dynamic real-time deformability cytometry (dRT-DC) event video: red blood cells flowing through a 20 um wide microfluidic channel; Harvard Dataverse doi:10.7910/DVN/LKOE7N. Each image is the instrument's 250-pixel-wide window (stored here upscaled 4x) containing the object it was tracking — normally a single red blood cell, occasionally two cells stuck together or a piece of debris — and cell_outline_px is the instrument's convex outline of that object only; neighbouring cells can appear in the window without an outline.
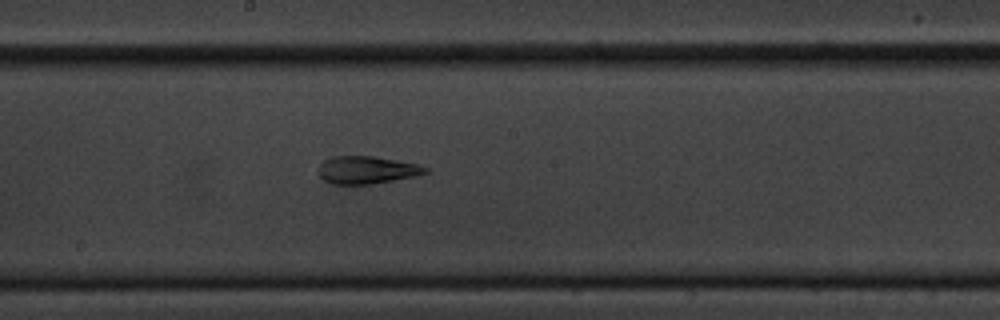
{"species": "common noctule bat (a hibernating species)", "species_latin": "Nyctalus noctula", "temperature_condition": "cold", "stored_images_in_passage": 9, "camera_frame_rate_fps": 3000, "um_per_image_px": 0.085, "animal": {"sex": "male", "body_mass_g": 20.1, "forearm_length_mm": 53.5}, "frame": {"image": 1, "passage_image": 9, "time_ms": 10.0, "image_size_px": [1000, 320], "cell_outline_px": [[428, 172], [416, 176], [368, 184], [332, 184], [324, 180], [316, 172], [320, 164], [324, 160], [332, 156], [372, 156], [396, 160], [416, 164], [428, 168]], "centroid_in_image_um": [31.12, 14.44], "position_along_channel_um": 217.1, "area_um2": 17.11}}